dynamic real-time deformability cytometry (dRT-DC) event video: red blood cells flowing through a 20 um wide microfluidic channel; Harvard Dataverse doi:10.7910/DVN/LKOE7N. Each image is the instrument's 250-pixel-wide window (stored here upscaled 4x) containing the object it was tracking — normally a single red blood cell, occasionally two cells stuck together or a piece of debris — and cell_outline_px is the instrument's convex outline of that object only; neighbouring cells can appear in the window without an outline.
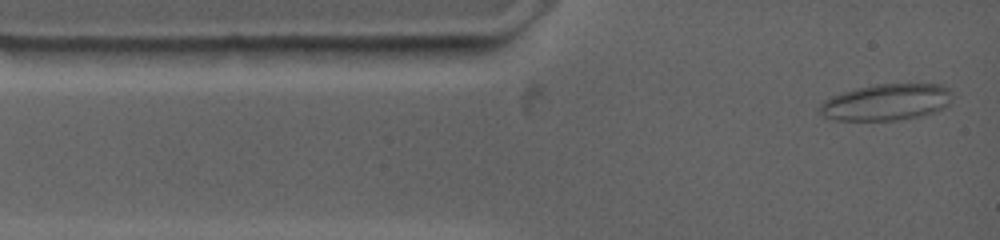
{"species": "common noctule bat (a hibernating species)", "species_latin": "Nyctalus noctula", "temperature_condition": "warm", "stored_images_in_passage": 5, "camera_frame_rate_fps": 4500, "um_per_image_px": 0.085, "animal": {"sex": "female", "body_mass_g": 19.0, "forearm_length_mm": 53.3}, "frame": {"image": 1, "passage_image": 1, "time_ms": 0.0, "image_size_px": [1000, 240], "cell_outline_px": [[948, 104], [944, 108], [936, 112], [920, 116], [896, 120], [832, 120], [824, 116], [816, 108], [824, 100], [832, 96], [856, 88], [876, 84], [940, 84], [948, 88]], "centroid_in_image_um": [75.28, 8.69], "position_along_channel_um": 9.7, "area_um2": 27.98}}